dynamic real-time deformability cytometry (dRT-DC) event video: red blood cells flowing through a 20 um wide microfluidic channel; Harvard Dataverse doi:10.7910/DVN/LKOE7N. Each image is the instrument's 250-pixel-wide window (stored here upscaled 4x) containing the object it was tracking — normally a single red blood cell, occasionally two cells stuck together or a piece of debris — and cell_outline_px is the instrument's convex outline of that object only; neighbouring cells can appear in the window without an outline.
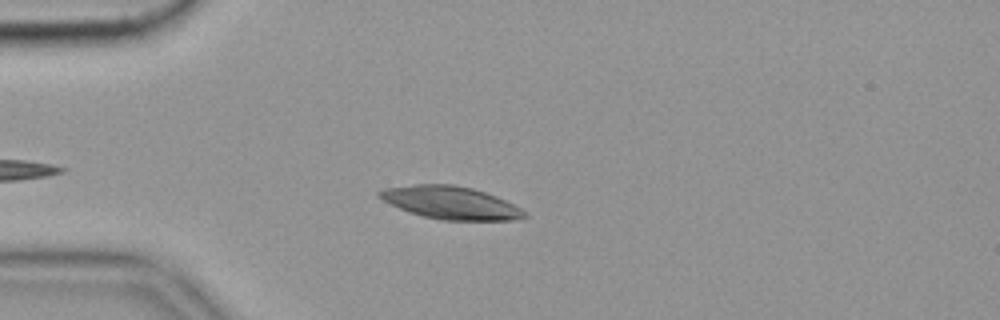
{"species": "common noctule bat (a hibernating species)", "species_latin": "Nyctalus noctula", "temperature_condition": "cold", "stored_images_in_passage": 52, "camera_frame_rate_fps": 3000, "um_per_image_px": 0.085, "animal": {"sex": "female", "body_mass_g": 19.9}, "frame": {"image": 1, "passage_image": 14, "time_ms": 4.333, "image_size_px": [1000, 320], "cell_outline_px": [[528, 216], [512, 220], [444, 220], [424, 216], [408, 212], [376, 196], [376, 192], [384, 188], [416, 184], [452, 184], [472, 188], [496, 196], [528, 212]], "centroid_in_image_um": [38.3, 17.22], "position_along_channel_um": 46.7, "area_um2": 27.51}}
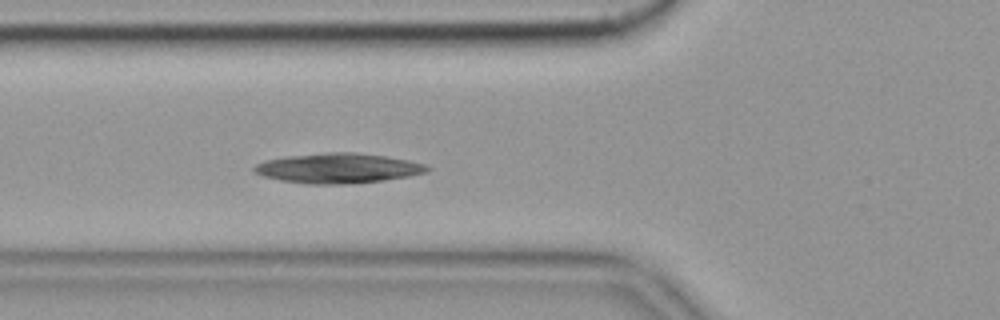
{"frame": {"image": 2, "passage_image": 20, "time_ms": 6.333, "image_size_px": [1000, 320], "cell_outline_px": [[432, 168], [424, 172], [408, 176], [384, 180], [344, 184], [308, 184], [280, 180], [264, 176], [256, 172], [252, 168], [256, 164], [264, 160], [288, 156], [328, 152], [356, 152], [384, 156], [408, 160], [424, 164]], "centroid_in_image_um": [28.71, 14.29], "position_along_channel_um": 97.1, "area_um2": 29.94}}
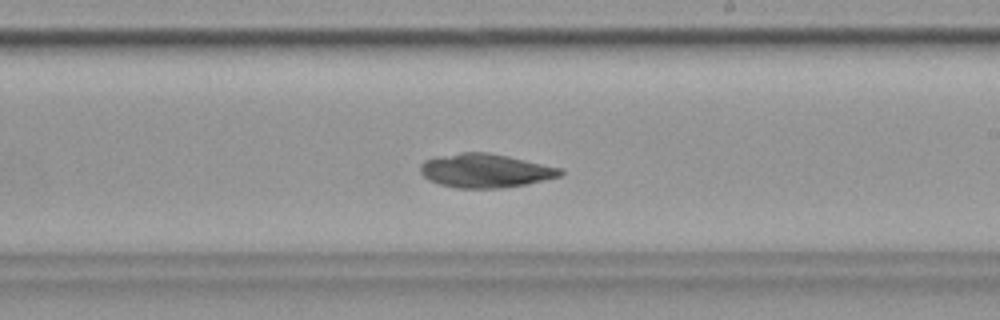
{"frame": {"image": 3, "passage_image": 33, "time_ms": 10.667, "image_size_px": [1000, 320], "cell_outline_px": [[564, 172], [560, 176], [544, 180], [504, 188], [456, 188], [440, 184], [428, 180], [420, 172], [420, 164], [424, 160], [436, 156], [460, 152], [488, 152], [508, 156], [564, 168]], "centroid_in_image_um": [41.24, 14.5], "position_along_channel_um": 247.8, "area_um2": 27.8}, "authors_computed_cell_mechanics": {"area_um2": 27.5995, "velocity_mm_per_s": 3.4799, "shape_relaxation_time_tau1_ms": null, "shape_relaxation_time_tau2_ms": 4.9569, "deformation_change_tau1": null, "deformation_change_tau2": 0.0652}}